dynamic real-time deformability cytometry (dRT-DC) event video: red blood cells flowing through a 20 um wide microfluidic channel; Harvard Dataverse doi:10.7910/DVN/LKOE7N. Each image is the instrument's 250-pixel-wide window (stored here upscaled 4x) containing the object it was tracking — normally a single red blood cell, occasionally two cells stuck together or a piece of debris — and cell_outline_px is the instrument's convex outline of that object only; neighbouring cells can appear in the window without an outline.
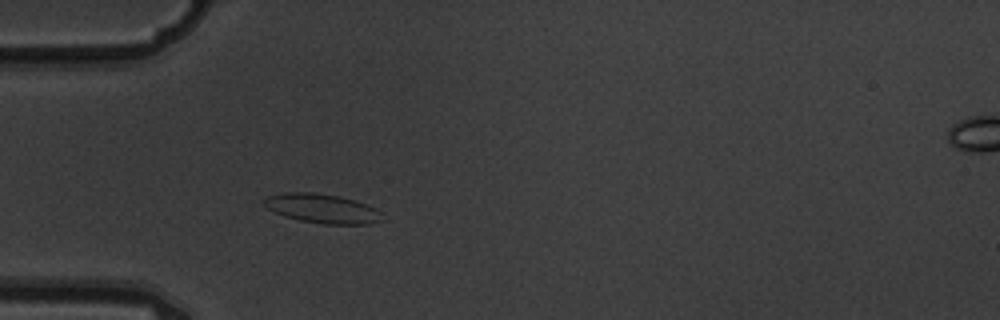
{"species": "common noctule bat (a hibernating species)", "species_latin": "Nyctalus noctula", "temperature_condition": "warm", "stored_images_in_passage": 4, "camera_frame_rate_fps": 3000, "um_per_image_px": 0.085, "animal": {"sex": "male", "body_mass_g": 19.5, "forearm_length_mm": 54.6}, "frame": {"image": 1, "passage_image": 4, "time_ms": 1.0, "image_size_px": [1000, 320], "cell_outline_px": [[384, 220], [372, 224], [324, 224], [300, 220], [284, 216], [260, 204], [268, 196], [284, 192], [312, 192], [340, 196], [376, 208], [380, 212]], "centroid_in_image_um": [27.38, 17.73], "position_along_channel_um": 57.6, "area_um2": 20.11}}